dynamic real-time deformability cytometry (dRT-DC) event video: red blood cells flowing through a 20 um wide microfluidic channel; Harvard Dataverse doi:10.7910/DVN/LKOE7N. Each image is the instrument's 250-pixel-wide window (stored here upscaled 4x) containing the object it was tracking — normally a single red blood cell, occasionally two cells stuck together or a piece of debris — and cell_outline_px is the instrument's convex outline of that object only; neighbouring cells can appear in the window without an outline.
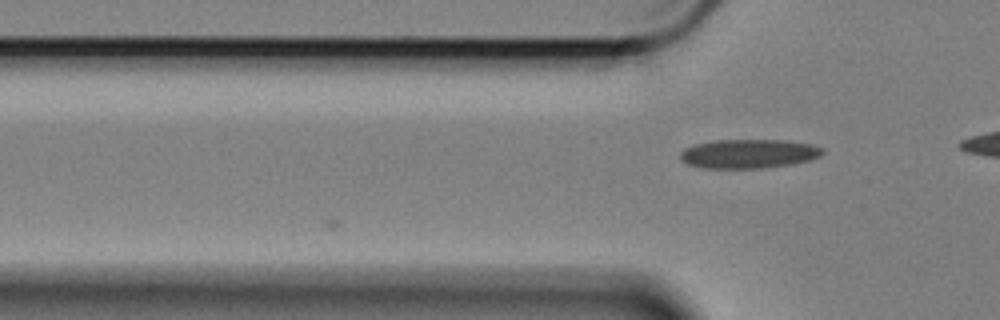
{"species": "Egyptian fruit bat (a non-hibernating species)", "species_latin": "Rousettus aegyptiacus", "temperature_condition": "cold", "stored_images_in_passage": 7, "camera_frame_rate_fps": 3000, "um_per_image_px": 0.085, "animal": {"sex": "female"}, "frame": {"image": 1, "passage_image": 7, "time_ms": 2.0, "image_size_px": [1000, 320], "cell_outline_px": [[824, 152], [820, 156], [812, 160], [792, 164], [760, 168], [704, 168], [684, 164], [680, 160], [680, 152], [684, 148], [696, 144], [716, 140], [788, 140], [812, 144], [824, 148]], "centroid_in_image_um": [63.64, 13.07], "position_along_channel_um": 62.2, "area_um2": 24.39}}